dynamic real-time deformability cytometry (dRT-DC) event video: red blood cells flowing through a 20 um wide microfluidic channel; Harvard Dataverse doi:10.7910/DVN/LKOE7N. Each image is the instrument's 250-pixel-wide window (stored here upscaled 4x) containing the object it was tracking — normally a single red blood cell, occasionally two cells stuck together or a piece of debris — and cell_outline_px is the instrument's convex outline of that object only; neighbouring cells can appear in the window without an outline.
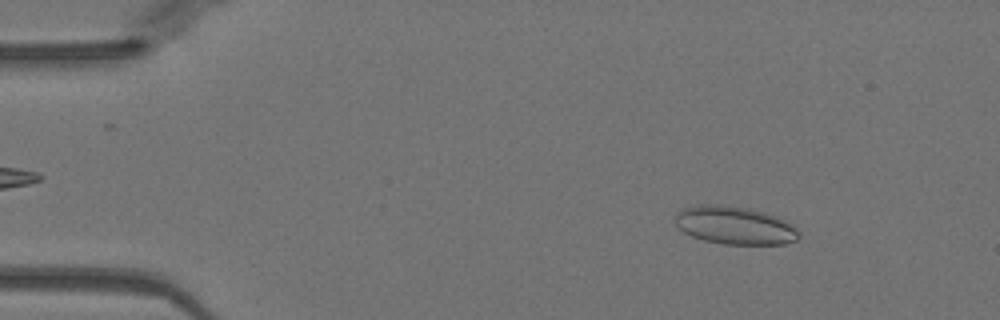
{"species": "Egyptian fruit bat (a non-hibernating species)", "species_latin": "Rousettus aegyptiacus", "temperature_condition": "warm", "stored_images_in_passage": 50, "camera_frame_rate_fps": 3000, "um_per_image_px": 0.085, "animal": {"sex": "female"}, "frame": {"image": 1, "passage_image": 6, "time_ms": 1.667, "image_size_px": [1000, 320], "cell_outline_px": [[800, 236], [796, 240], [784, 244], [724, 244], [704, 240], [692, 236], [684, 232], [676, 224], [676, 212], [680, 208], [696, 204], [720, 204], [748, 208], [764, 212], [776, 216], [792, 224], [800, 232]], "centroid_in_image_um": [62.44, 19.14], "position_along_channel_um": 22.6, "area_um2": 27.57}}
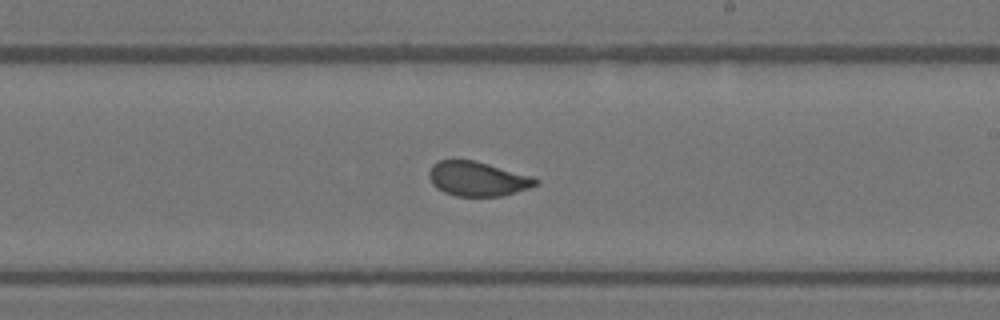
{"frame": {"image": 2, "passage_image": 29, "time_ms": 9.333, "image_size_px": [1000, 320], "cell_outline_px": [[540, 184], [528, 188], [500, 196], [456, 196], [444, 192], [436, 188], [432, 184], [428, 176], [428, 172], [432, 164], [440, 160], [472, 160], [488, 164], [532, 176], [540, 180]], "centroid_in_image_um": [40.57, 15.2], "position_along_channel_um": 248.4, "area_um2": 21.39}}
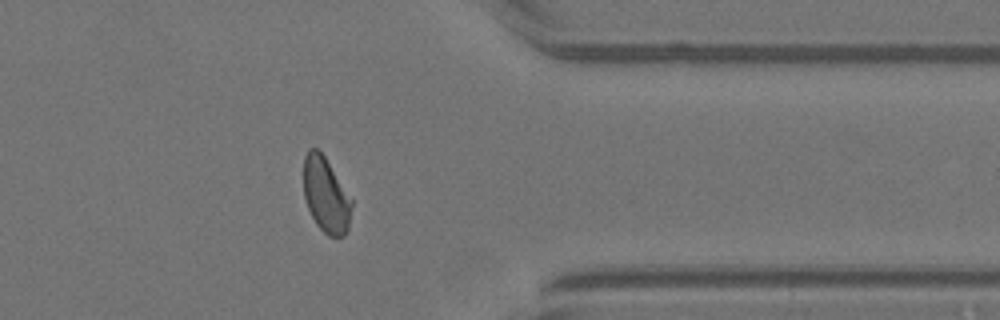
{"frame": {"image": 3, "passage_image": 40, "time_ms": 13.0, "image_size_px": [1000, 320], "cell_outline_px": [[352, 204], [348, 228], [344, 236], [328, 236], [316, 224], [308, 208], [304, 196], [304, 156], [308, 148], [316, 148], [324, 156], [352, 200]], "centroid_in_image_um": [27.69, 16.58], "position_along_channel_um": 383.7, "area_um2": 20.75}, "authors_computed_cell_mechanics": {"area_um2": 21.9929, "velocity_mm_per_s": 4.0035, "shape_relaxation_time_tau1_ms": 7.2922, "shape_relaxation_time_tau2_ms": 0.5582, "deformation_change_tau1": 0.1458, "deformation_change_tau2": 0.0699}}